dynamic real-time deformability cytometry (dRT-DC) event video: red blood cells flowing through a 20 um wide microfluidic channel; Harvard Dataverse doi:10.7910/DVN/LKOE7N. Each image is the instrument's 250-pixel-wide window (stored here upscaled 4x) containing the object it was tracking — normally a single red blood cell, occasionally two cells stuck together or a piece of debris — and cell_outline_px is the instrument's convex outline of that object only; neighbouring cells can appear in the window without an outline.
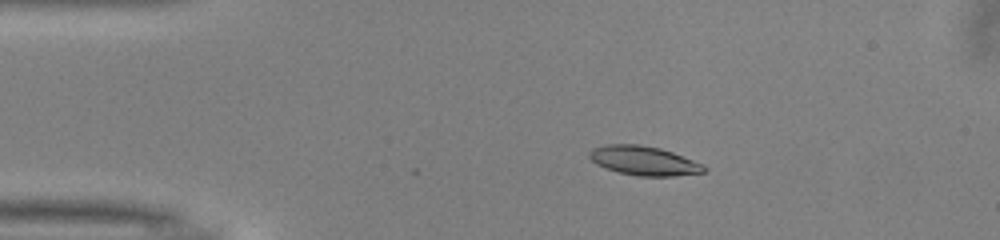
{"species": "common noctule bat (a hibernating species)", "species_latin": "Nyctalus noctula", "temperature_condition": "warm", "stored_images_in_passage": 42, "camera_frame_rate_fps": 3000, "um_per_image_px": 0.085, "animal": {"sex": "male", "body_mass_g": 13.0, "forearm_length_mm": 53.1}, "frame": {"image": 1, "passage_image": 1, "time_ms": 0.0, "image_size_px": [1000, 240], "cell_outline_px": [[708, 168], [704, 172], [676, 176], [640, 176], [620, 172], [604, 168], [596, 164], [588, 156], [588, 152], [592, 148], [604, 144], [640, 144], [660, 148], [672, 152], [704, 164]], "centroid_in_image_um": [54.72, 13.65], "position_along_channel_um": 30.3, "area_um2": 19.65}}
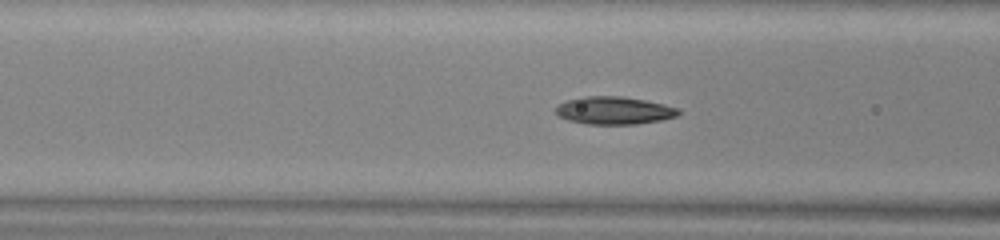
{"frame": {"image": 2, "passage_image": 11, "time_ms": 3.333, "image_size_px": [1000, 240], "cell_outline_px": [[680, 112], [676, 116], [660, 120], [636, 124], [588, 124], [568, 120], [556, 116], [556, 108], [560, 104], [568, 100], [584, 96], [620, 96], [644, 100], [664, 104], [680, 108]], "centroid_in_image_um": [52.2, 9.39], "position_along_channel_um": 114.4, "area_um2": 19.71}}
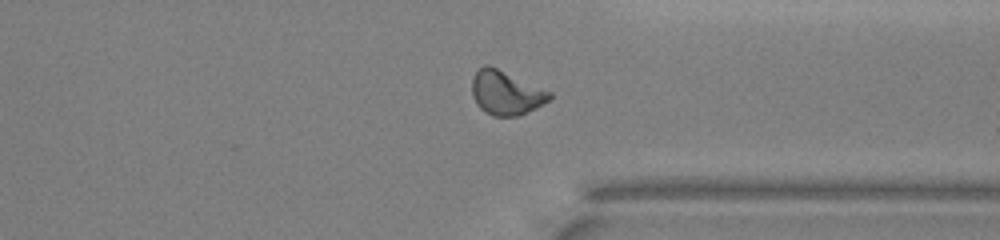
{"frame": {"image": 3, "passage_image": 30, "time_ms": 9.667, "image_size_px": [1000, 240], "cell_outline_px": [[552, 96], [548, 100], [536, 108], [520, 116], [492, 116], [484, 112], [476, 104], [472, 96], [472, 80], [476, 72], [484, 64], [488, 64], [552, 92]], "centroid_in_image_um": [42.99, 7.9], "position_along_channel_um": 368.4, "area_um2": 19.94}, "authors_computed_cell_mechanics": {"area_um2": 19.3052, "velocity_mm_per_s": 4.0374, "shape_relaxation_time_tau1_ms": 3.5458, "shape_relaxation_time_tau2_ms": 2.2957, "deformation_change_tau1": 0.1608, "deformation_change_tau2": 0.0858}}